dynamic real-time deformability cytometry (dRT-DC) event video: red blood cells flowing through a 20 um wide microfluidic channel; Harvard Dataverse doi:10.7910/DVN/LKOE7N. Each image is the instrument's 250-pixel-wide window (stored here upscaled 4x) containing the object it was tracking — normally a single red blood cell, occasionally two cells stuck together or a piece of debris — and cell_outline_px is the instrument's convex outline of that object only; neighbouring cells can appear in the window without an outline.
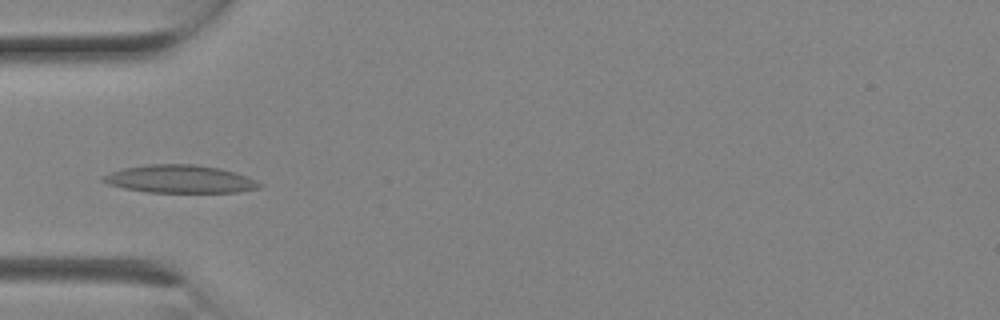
{"species": "Egyptian fruit bat (a non-hibernating species)", "species_latin": "Rousettus aegyptiacus", "temperature_condition": "room temperature", "stored_images_in_passage": 3, "camera_frame_rate_fps": 3000, "um_per_image_px": 0.085, "animal": {"sex": "female"}, "frame": {"image": 1, "passage_image": 3, "time_ms": 0.667, "image_size_px": [1000, 320], "cell_outline_px": [[264, 184], [256, 188], [240, 192], [148, 192], [124, 188], [108, 184], [100, 180], [100, 176], [124, 168], [148, 164], [196, 164], [220, 168], [236, 172], [248, 176]], "centroid_in_image_um": [15.3, 15.21], "position_along_channel_um": 69.7, "area_um2": 25.49}}